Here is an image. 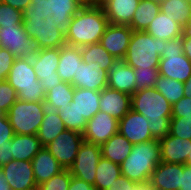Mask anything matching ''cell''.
Instances as JSON below:
<instances>
[{
  "instance_id": "9",
  "label": "cell",
  "mask_w": 191,
  "mask_h": 190,
  "mask_svg": "<svg viewBox=\"0 0 191 190\" xmlns=\"http://www.w3.org/2000/svg\"><path fill=\"white\" fill-rule=\"evenodd\" d=\"M0 48L7 49L16 58L33 59L38 52L36 42L27 34L23 25L1 27Z\"/></svg>"
},
{
  "instance_id": "45",
  "label": "cell",
  "mask_w": 191,
  "mask_h": 190,
  "mask_svg": "<svg viewBox=\"0 0 191 190\" xmlns=\"http://www.w3.org/2000/svg\"><path fill=\"white\" fill-rule=\"evenodd\" d=\"M191 117V98L182 97L172 105V117Z\"/></svg>"
},
{
  "instance_id": "17",
  "label": "cell",
  "mask_w": 191,
  "mask_h": 190,
  "mask_svg": "<svg viewBox=\"0 0 191 190\" xmlns=\"http://www.w3.org/2000/svg\"><path fill=\"white\" fill-rule=\"evenodd\" d=\"M71 84L74 88L101 91L108 86V72L97 63H79L77 76H74Z\"/></svg>"
},
{
  "instance_id": "46",
  "label": "cell",
  "mask_w": 191,
  "mask_h": 190,
  "mask_svg": "<svg viewBox=\"0 0 191 190\" xmlns=\"http://www.w3.org/2000/svg\"><path fill=\"white\" fill-rule=\"evenodd\" d=\"M14 134L7 114H2L0 116V146L7 144V141H11Z\"/></svg>"
},
{
  "instance_id": "18",
  "label": "cell",
  "mask_w": 191,
  "mask_h": 190,
  "mask_svg": "<svg viewBox=\"0 0 191 190\" xmlns=\"http://www.w3.org/2000/svg\"><path fill=\"white\" fill-rule=\"evenodd\" d=\"M183 164H170L161 161L152 172L149 180L153 190H179Z\"/></svg>"
},
{
  "instance_id": "59",
  "label": "cell",
  "mask_w": 191,
  "mask_h": 190,
  "mask_svg": "<svg viewBox=\"0 0 191 190\" xmlns=\"http://www.w3.org/2000/svg\"><path fill=\"white\" fill-rule=\"evenodd\" d=\"M152 1H155V2L161 3V2H162V1H164V0H152Z\"/></svg>"
},
{
  "instance_id": "24",
  "label": "cell",
  "mask_w": 191,
  "mask_h": 190,
  "mask_svg": "<svg viewBox=\"0 0 191 190\" xmlns=\"http://www.w3.org/2000/svg\"><path fill=\"white\" fill-rule=\"evenodd\" d=\"M31 162L37 186L64 170L46 147H42Z\"/></svg>"
},
{
  "instance_id": "38",
  "label": "cell",
  "mask_w": 191,
  "mask_h": 190,
  "mask_svg": "<svg viewBox=\"0 0 191 190\" xmlns=\"http://www.w3.org/2000/svg\"><path fill=\"white\" fill-rule=\"evenodd\" d=\"M136 84L134 92L142 91L145 88H152L155 86L159 76L158 68H135Z\"/></svg>"
},
{
  "instance_id": "39",
  "label": "cell",
  "mask_w": 191,
  "mask_h": 190,
  "mask_svg": "<svg viewBox=\"0 0 191 190\" xmlns=\"http://www.w3.org/2000/svg\"><path fill=\"white\" fill-rule=\"evenodd\" d=\"M23 25V12L0 2V26Z\"/></svg>"
},
{
  "instance_id": "28",
  "label": "cell",
  "mask_w": 191,
  "mask_h": 190,
  "mask_svg": "<svg viewBox=\"0 0 191 190\" xmlns=\"http://www.w3.org/2000/svg\"><path fill=\"white\" fill-rule=\"evenodd\" d=\"M42 147L37 135L14 134L11 140L13 160L17 161H32Z\"/></svg>"
},
{
  "instance_id": "22",
  "label": "cell",
  "mask_w": 191,
  "mask_h": 190,
  "mask_svg": "<svg viewBox=\"0 0 191 190\" xmlns=\"http://www.w3.org/2000/svg\"><path fill=\"white\" fill-rule=\"evenodd\" d=\"M135 69L124 60H117L108 71V86L132 95L136 84Z\"/></svg>"
},
{
  "instance_id": "57",
  "label": "cell",
  "mask_w": 191,
  "mask_h": 190,
  "mask_svg": "<svg viewBox=\"0 0 191 190\" xmlns=\"http://www.w3.org/2000/svg\"><path fill=\"white\" fill-rule=\"evenodd\" d=\"M183 34L191 35V17L183 27Z\"/></svg>"
},
{
  "instance_id": "10",
  "label": "cell",
  "mask_w": 191,
  "mask_h": 190,
  "mask_svg": "<svg viewBox=\"0 0 191 190\" xmlns=\"http://www.w3.org/2000/svg\"><path fill=\"white\" fill-rule=\"evenodd\" d=\"M60 57V48L40 49L31 59L37 79L47 93L54 86L62 83L57 73Z\"/></svg>"
},
{
  "instance_id": "49",
  "label": "cell",
  "mask_w": 191,
  "mask_h": 190,
  "mask_svg": "<svg viewBox=\"0 0 191 190\" xmlns=\"http://www.w3.org/2000/svg\"><path fill=\"white\" fill-rule=\"evenodd\" d=\"M13 160L11 141H7V144L0 146V167Z\"/></svg>"
},
{
  "instance_id": "32",
  "label": "cell",
  "mask_w": 191,
  "mask_h": 190,
  "mask_svg": "<svg viewBox=\"0 0 191 190\" xmlns=\"http://www.w3.org/2000/svg\"><path fill=\"white\" fill-rule=\"evenodd\" d=\"M121 175L119 164L101 157L96 168L94 187L97 190H106Z\"/></svg>"
},
{
  "instance_id": "26",
  "label": "cell",
  "mask_w": 191,
  "mask_h": 190,
  "mask_svg": "<svg viewBox=\"0 0 191 190\" xmlns=\"http://www.w3.org/2000/svg\"><path fill=\"white\" fill-rule=\"evenodd\" d=\"M145 32L156 39L170 40L183 35V27L160 11V13L151 21Z\"/></svg>"
},
{
  "instance_id": "19",
  "label": "cell",
  "mask_w": 191,
  "mask_h": 190,
  "mask_svg": "<svg viewBox=\"0 0 191 190\" xmlns=\"http://www.w3.org/2000/svg\"><path fill=\"white\" fill-rule=\"evenodd\" d=\"M131 109V95L106 87L101 90L99 110L103 111L118 121Z\"/></svg>"
},
{
  "instance_id": "40",
  "label": "cell",
  "mask_w": 191,
  "mask_h": 190,
  "mask_svg": "<svg viewBox=\"0 0 191 190\" xmlns=\"http://www.w3.org/2000/svg\"><path fill=\"white\" fill-rule=\"evenodd\" d=\"M71 181L69 169H64L57 175L51 177L48 181L37 186V190H68Z\"/></svg>"
},
{
  "instance_id": "34",
  "label": "cell",
  "mask_w": 191,
  "mask_h": 190,
  "mask_svg": "<svg viewBox=\"0 0 191 190\" xmlns=\"http://www.w3.org/2000/svg\"><path fill=\"white\" fill-rule=\"evenodd\" d=\"M160 11L184 27L191 17V0H164Z\"/></svg>"
},
{
  "instance_id": "56",
  "label": "cell",
  "mask_w": 191,
  "mask_h": 190,
  "mask_svg": "<svg viewBox=\"0 0 191 190\" xmlns=\"http://www.w3.org/2000/svg\"><path fill=\"white\" fill-rule=\"evenodd\" d=\"M133 190H153L150 182L137 183Z\"/></svg>"
},
{
  "instance_id": "50",
  "label": "cell",
  "mask_w": 191,
  "mask_h": 190,
  "mask_svg": "<svg viewBox=\"0 0 191 190\" xmlns=\"http://www.w3.org/2000/svg\"><path fill=\"white\" fill-rule=\"evenodd\" d=\"M179 190H191V166L183 164L181 188Z\"/></svg>"
},
{
  "instance_id": "31",
  "label": "cell",
  "mask_w": 191,
  "mask_h": 190,
  "mask_svg": "<svg viewBox=\"0 0 191 190\" xmlns=\"http://www.w3.org/2000/svg\"><path fill=\"white\" fill-rule=\"evenodd\" d=\"M159 13L160 3L152 0H140L129 27L133 31H145Z\"/></svg>"
},
{
  "instance_id": "43",
  "label": "cell",
  "mask_w": 191,
  "mask_h": 190,
  "mask_svg": "<svg viewBox=\"0 0 191 190\" xmlns=\"http://www.w3.org/2000/svg\"><path fill=\"white\" fill-rule=\"evenodd\" d=\"M48 17L47 0H31L23 11V19H42Z\"/></svg>"
},
{
  "instance_id": "51",
  "label": "cell",
  "mask_w": 191,
  "mask_h": 190,
  "mask_svg": "<svg viewBox=\"0 0 191 190\" xmlns=\"http://www.w3.org/2000/svg\"><path fill=\"white\" fill-rule=\"evenodd\" d=\"M0 2L12 6L15 9L24 11V9L31 3V0H0Z\"/></svg>"
},
{
  "instance_id": "54",
  "label": "cell",
  "mask_w": 191,
  "mask_h": 190,
  "mask_svg": "<svg viewBox=\"0 0 191 190\" xmlns=\"http://www.w3.org/2000/svg\"><path fill=\"white\" fill-rule=\"evenodd\" d=\"M184 97L191 98V76L188 78L186 82H184Z\"/></svg>"
},
{
  "instance_id": "6",
  "label": "cell",
  "mask_w": 191,
  "mask_h": 190,
  "mask_svg": "<svg viewBox=\"0 0 191 190\" xmlns=\"http://www.w3.org/2000/svg\"><path fill=\"white\" fill-rule=\"evenodd\" d=\"M183 35L164 40V50L159 63V75L186 82L191 76V61L182 49Z\"/></svg>"
},
{
  "instance_id": "37",
  "label": "cell",
  "mask_w": 191,
  "mask_h": 190,
  "mask_svg": "<svg viewBox=\"0 0 191 190\" xmlns=\"http://www.w3.org/2000/svg\"><path fill=\"white\" fill-rule=\"evenodd\" d=\"M56 111L63 120L66 129L83 133L86 128L87 120L77 111L76 107L74 106V101H72L70 104H66V106L63 108H57Z\"/></svg>"
},
{
  "instance_id": "8",
  "label": "cell",
  "mask_w": 191,
  "mask_h": 190,
  "mask_svg": "<svg viewBox=\"0 0 191 190\" xmlns=\"http://www.w3.org/2000/svg\"><path fill=\"white\" fill-rule=\"evenodd\" d=\"M53 21L51 16L45 19H23L25 31L36 42L38 50L60 48L66 44L65 36Z\"/></svg>"
},
{
  "instance_id": "21",
  "label": "cell",
  "mask_w": 191,
  "mask_h": 190,
  "mask_svg": "<svg viewBox=\"0 0 191 190\" xmlns=\"http://www.w3.org/2000/svg\"><path fill=\"white\" fill-rule=\"evenodd\" d=\"M161 161L170 164H185L191 151V140L182 139L170 134L159 139Z\"/></svg>"
},
{
  "instance_id": "55",
  "label": "cell",
  "mask_w": 191,
  "mask_h": 190,
  "mask_svg": "<svg viewBox=\"0 0 191 190\" xmlns=\"http://www.w3.org/2000/svg\"><path fill=\"white\" fill-rule=\"evenodd\" d=\"M0 190H11L0 168Z\"/></svg>"
},
{
  "instance_id": "5",
  "label": "cell",
  "mask_w": 191,
  "mask_h": 190,
  "mask_svg": "<svg viewBox=\"0 0 191 190\" xmlns=\"http://www.w3.org/2000/svg\"><path fill=\"white\" fill-rule=\"evenodd\" d=\"M18 99L26 102H45L46 93L37 79L31 59L16 58L7 76Z\"/></svg>"
},
{
  "instance_id": "12",
  "label": "cell",
  "mask_w": 191,
  "mask_h": 190,
  "mask_svg": "<svg viewBox=\"0 0 191 190\" xmlns=\"http://www.w3.org/2000/svg\"><path fill=\"white\" fill-rule=\"evenodd\" d=\"M83 141L82 133L66 129L45 147L64 169H69Z\"/></svg>"
},
{
  "instance_id": "33",
  "label": "cell",
  "mask_w": 191,
  "mask_h": 190,
  "mask_svg": "<svg viewBox=\"0 0 191 190\" xmlns=\"http://www.w3.org/2000/svg\"><path fill=\"white\" fill-rule=\"evenodd\" d=\"M82 61L85 63H97L103 70L109 71L117 61L115 57L99 43L81 47Z\"/></svg>"
},
{
  "instance_id": "42",
  "label": "cell",
  "mask_w": 191,
  "mask_h": 190,
  "mask_svg": "<svg viewBox=\"0 0 191 190\" xmlns=\"http://www.w3.org/2000/svg\"><path fill=\"white\" fill-rule=\"evenodd\" d=\"M18 100L16 90L7 80L0 81V112L7 114L10 107Z\"/></svg>"
},
{
  "instance_id": "36",
  "label": "cell",
  "mask_w": 191,
  "mask_h": 190,
  "mask_svg": "<svg viewBox=\"0 0 191 190\" xmlns=\"http://www.w3.org/2000/svg\"><path fill=\"white\" fill-rule=\"evenodd\" d=\"M172 105L184 97V83L159 75L154 86Z\"/></svg>"
},
{
  "instance_id": "13",
  "label": "cell",
  "mask_w": 191,
  "mask_h": 190,
  "mask_svg": "<svg viewBox=\"0 0 191 190\" xmlns=\"http://www.w3.org/2000/svg\"><path fill=\"white\" fill-rule=\"evenodd\" d=\"M0 168L11 190H37L31 161L11 160Z\"/></svg>"
},
{
  "instance_id": "4",
  "label": "cell",
  "mask_w": 191,
  "mask_h": 190,
  "mask_svg": "<svg viewBox=\"0 0 191 190\" xmlns=\"http://www.w3.org/2000/svg\"><path fill=\"white\" fill-rule=\"evenodd\" d=\"M164 40L156 39L145 31H133L124 61L135 68H159Z\"/></svg>"
},
{
  "instance_id": "2",
  "label": "cell",
  "mask_w": 191,
  "mask_h": 190,
  "mask_svg": "<svg viewBox=\"0 0 191 190\" xmlns=\"http://www.w3.org/2000/svg\"><path fill=\"white\" fill-rule=\"evenodd\" d=\"M109 24L101 6L81 8L73 17L65 37L67 45L83 47L99 43Z\"/></svg>"
},
{
  "instance_id": "47",
  "label": "cell",
  "mask_w": 191,
  "mask_h": 190,
  "mask_svg": "<svg viewBox=\"0 0 191 190\" xmlns=\"http://www.w3.org/2000/svg\"><path fill=\"white\" fill-rule=\"evenodd\" d=\"M137 183L129 180L125 176H120L106 190H133Z\"/></svg>"
},
{
  "instance_id": "23",
  "label": "cell",
  "mask_w": 191,
  "mask_h": 190,
  "mask_svg": "<svg viewBox=\"0 0 191 190\" xmlns=\"http://www.w3.org/2000/svg\"><path fill=\"white\" fill-rule=\"evenodd\" d=\"M48 16L56 22V27L66 37L72 17L81 9L75 0H47Z\"/></svg>"
},
{
  "instance_id": "15",
  "label": "cell",
  "mask_w": 191,
  "mask_h": 190,
  "mask_svg": "<svg viewBox=\"0 0 191 190\" xmlns=\"http://www.w3.org/2000/svg\"><path fill=\"white\" fill-rule=\"evenodd\" d=\"M148 125V119L144 115L130 109V111L119 120L118 131L132 144L144 143L155 139L151 135Z\"/></svg>"
},
{
  "instance_id": "11",
  "label": "cell",
  "mask_w": 191,
  "mask_h": 190,
  "mask_svg": "<svg viewBox=\"0 0 191 190\" xmlns=\"http://www.w3.org/2000/svg\"><path fill=\"white\" fill-rule=\"evenodd\" d=\"M101 157V146L84 140L73 165L69 168L71 176L94 185L96 168Z\"/></svg>"
},
{
  "instance_id": "29",
  "label": "cell",
  "mask_w": 191,
  "mask_h": 190,
  "mask_svg": "<svg viewBox=\"0 0 191 190\" xmlns=\"http://www.w3.org/2000/svg\"><path fill=\"white\" fill-rule=\"evenodd\" d=\"M64 130L66 127L58 112L46 106L44 118L37 133L41 145L45 147Z\"/></svg>"
},
{
  "instance_id": "20",
  "label": "cell",
  "mask_w": 191,
  "mask_h": 190,
  "mask_svg": "<svg viewBox=\"0 0 191 190\" xmlns=\"http://www.w3.org/2000/svg\"><path fill=\"white\" fill-rule=\"evenodd\" d=\"M140 0H101L108 22L116 25L129 26Z\"/></svg>"
},
{
  "instance_id": "44",
  "label": "cell",
  "mask_w": 191,
  "mask_h": 190,
  "mask_svg": "<svg viewBox=\"0 0 191 190\" xmlns=\"http://www.w3.org/2000/svg\"><path fill=\"white\" fill-rule=\"evenodd\" d=\"M16 57L7 49L0 48V81L6 80Z\"/></svg>"
},
{
  "instance_id": "27",
  "label": "cell",
  "mask_w": 191,
  "mask_h": 190,
  "mask_svg": "<svg viewBox=\"0 0 191 190\" xmlns=\"http://www.w3.org/2000/svg\"><path fill=\"white\" fill-rule=\"evenodd\" d=\"M132 147L133 144L118 131L101 145L102 157L120 165Z\"/></svg>"
},
{
  "instance_id": "1",
  "label": "cell",
  "mask_w": 191,
  "mask_h": 190,
  "mask_svg": "<svg viewBox=\"0 0 191 190\" xmlns=\"http://www.w3.org/2000/svg\"><path fill=\"white\" fill-rule=\"evenodd\" d=\"M131 109L148 119V127L155 139L170 133L172 104L154 87L134 92L131 95Z\"/></svg>"
},
{
  "instance_id": "25",
  "label": "cell",
  "mask_w": 191,
  "mask_h": 190,
  "mask_svg": "<svg viewBox=\"0 0 191 190\" xmlns=\"http://www.w3.org/2000/svg\"><path fill=\"white\" fill-rule=\"evenodd\" d=\"M82 62L81 47L63 45L60 47V57L57 73L61 80L71 83L74 76H77L79 63Z\"/></svg>"
},
{
  "instance_id": "53",
  "label": "cell",
  "mask_w": 191,
  "mask_h": 190,
  "mask_svg": "<svg viewBox=\"0 0 191 190\" xmlns=\"http://www.w3.org/2000/svg\"><path fill=\"white\" fill-rule=\"evenodd\" d=\"M81 8H92L100 6L101 0H75Z\"/></svg>"
},
{
  "instance_id": "41",
  "label": "cell",
  "mask_w": 191,
  "mask_h": 190,
  "mask_svg": "<svg viewBox=\"0 0 191 190\" xmlns=\"http://www.w3.org/2000/svg\"><path fill=\"white\" fill-rule=\"evenodd\" d=\"M169 134L185 140H191V117H172Z\"/></svg>"
},
{
  "instance_id": "7",
  "label": "cell",
  "mask_w": 191,
  "mask_h": 190,
  "mask_svg": "<svg viewBox=\"0 0 191 190\" xmlns=\"http://www.w3.org/2000/svg\"><path fill=\"white\" fill-rule=\"evenodd\" d=\"M45 108V102H26L18 99L7 113L14 133L37 135L44 118Z\"/></svg>"
},
{
  "instance_id": "58",
  "label": "cell",
  "mask_w": 191,
  "mask_h": 190,
  "mask_svg": "<svg viewBox=\"0 0 191 190\" xmlns=\"http://www.w3.org/2000/svg\"><path fill=\"white\" fill-rule=\"evenodd\" d=\"M185 164L191 166V151H190L189 155L187 156V160H186Z\"/></svg>"
},
{
  "instance_id": "3",
  "label": "cell",
  "mask_w": 191,
  "mask_h": 190,
  "mask_svg": "<svg viewBox=\"0 0 191 190\" xmlns=\"http://www.w3.org/2000/svg\"><path fill=\"white\" fill-rule=\"evenodd\" d=\"M160 162L161 146L158 139L133 144L131 153L120 164L122 176L136 183L149 182Z\"/></svg>"
},
{
  "instance_id": "35",
  "label": "cell",
  "mask_w": 191,
  "mask_h": 190,
  "mask_svg": "<svg viewBox=\"0 0 191 190\" xmlns=\"http://www.w3.org/2000/svg\"><path fill=\"white\" fill-rule=\"evenodd\" d=\"M74 86L69 82H62L54 86L46 93L45 105L56 110L59 107H65L73 100Z\"/></svg>"
},
{
  "instance_id": "48",
  "label": "cell",
  "mask_w": 191,
  "mask_h": 190,
  "mask_svg": "<svg viewBox=\"0 0 191 190\" xmlns=\"http://www.w3.org/2000/svg\"><path fill=\"white\" fill-rule=\"evenodd\" d=\"M68 190H97L94 185L71 176V181Z\"/></svg>"
},
{
  "instance_id": "52",
  "label": "cell",
  "mask_w": 191,
  "mask_h": 190,
  "mask_svg": "<svg viewBox=\"0 0 191 190\" xmlns=\"http://www.w3.org/2000/svg\"><path fill=\"white\" fill-rule=\"evenodd\" d=\"M183 53L191 61V35L183 34Z\"/></svg>"
},
{
  "instance_id": "16",
  "label": "cell",
  "mask_w": 191,
  "mask_h": 190,
  "mask_svg": "<svg viewBox=\"0 0 191 190\" xmlns=\"http://www.w3.org/2000/svg\"><path fill=\"white\" fill-rule=\"evenodd\" d=\"M133 30L127 25L108 24L100 39V44L117 60H123Z\"/></svg>"
},
{
  "instance_id": "14",
  "label": "cell",
  "mask_w": 191,
  "mask_h": 190,
  "mask_svg": "<svg viewBox=\"0 0 191 190\" xmlns=\"http://www.w3.org/2000/svg\"><path fill=\"white\" fill-rule=\"evenodd\" d=\"M118 124L119 121L116 118L103 111H98L87 121L82 136L85 141L101 146L118 132Z\"/></svg>"
},
{
  "instance_id": "30",
  "label": "cell",
  "mask_w": 191,
  "mask_h": 190,
  "mask_svg": "<svg viewBox=\"0 0 191 190\" xmlns=\"http://www.w3.org/2000/svg\"><path fill=\"white\" fill-rule=\"evenodd\" d=\"M101 91L90 89L74 88L73 100L74 106L81 116L90 120L99 110V100Z\"/></svg>"
}]
</instances>
